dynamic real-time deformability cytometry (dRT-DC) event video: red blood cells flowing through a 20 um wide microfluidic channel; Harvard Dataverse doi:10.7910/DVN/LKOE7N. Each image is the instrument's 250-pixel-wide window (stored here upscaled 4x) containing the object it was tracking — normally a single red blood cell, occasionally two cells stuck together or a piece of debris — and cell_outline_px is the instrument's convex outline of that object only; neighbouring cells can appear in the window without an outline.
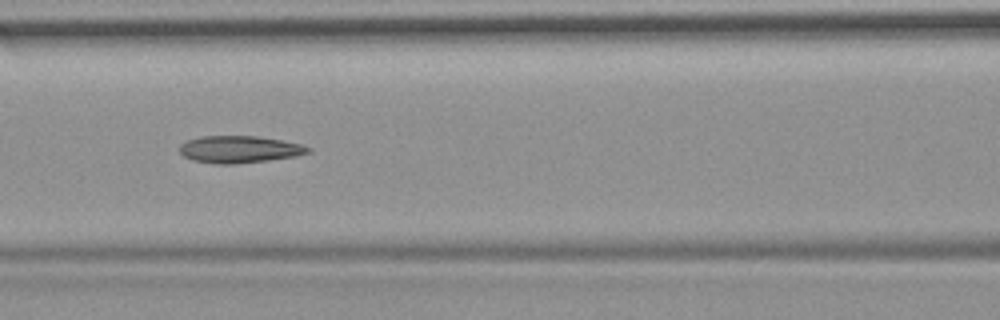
{"species": "common noctule bat (a hibernating species)", "species_latin": "Nyctalus noctula", "temperature_condition": "room temperature", "stored_images_in_passage": 54, "camera_frame_rate_fps": 3000, "um_per_image_px": 0.085, "animal": {"sex": "female", "body_mass_g": 19.9}, "frame": {"image": 1, "passage_image": 24, "time_ms": 7.667, "image_size_px": [1000, 320], "cell_outline_px": [[312, 152], [296, 156], [268, 160], [232, 164], [212, 164], [192, 160], [184, 156], [180, 152], [180, 144], [188, 140], [200, 136], [256, 136], [280, 140], [300, 144], [312, 148]], "centroid_in_image_um": [20.34, 12.7], "position_along_channel_um": 146.3, "area_um2": 20.29}, "authors_computed_cell_mechanics": {"area_um2": 20.4901, "velocity_mm_per_s": 3.7107, "shape_relaxation_time_tau1_ms": null, "shape_relaxation_time_tau2_ms": 4.2188, "deformation_change_tau1": null, "deformation_change_tau2": 0.1364}}